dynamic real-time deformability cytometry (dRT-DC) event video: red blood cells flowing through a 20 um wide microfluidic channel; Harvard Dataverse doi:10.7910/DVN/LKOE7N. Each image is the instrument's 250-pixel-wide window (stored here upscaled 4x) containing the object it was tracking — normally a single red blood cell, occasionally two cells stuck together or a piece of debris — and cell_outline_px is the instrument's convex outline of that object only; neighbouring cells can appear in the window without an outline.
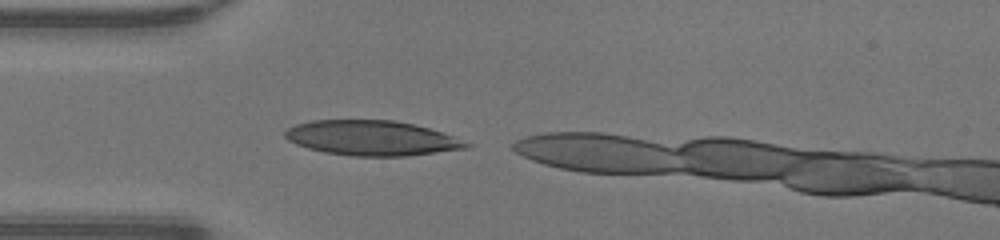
{"species": "human", "species_latin": "Homo sapiens", "temperature_condition": "warm", "stored_images_in_passage": 5, "camera_frame_rate_fps": 3000, "um_per_image_px": 0.085, "donor": {"sex": "male"}, "frame": {"image": 1, "passage_image": 1, "time_ms": 0.0, "image_size_px": [1000, 240], "cell_outline_px": [[472, 144], [468, 148], [408, 156], [352, 156], [324, 152], [308, 148], [296, 144], [288, 140], [284, 136], [284, 132], [288, 128], [296, 124], [312, 120], [396, 120], [428, 128], [452, 136]], "centroid_in_image_um": [31.57, 11.73], "position_along_channel_um": 53.4, "area_um2": 36.82}}
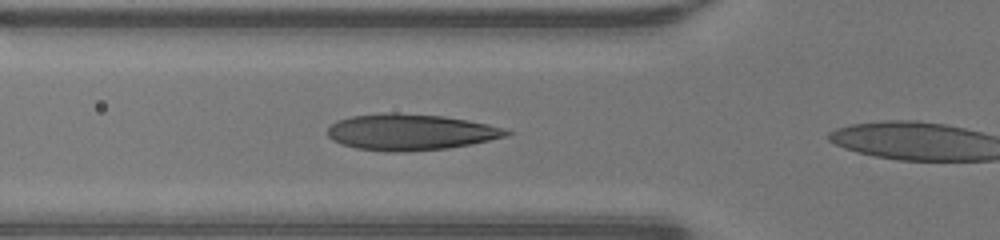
{"frame": {"image": 2, "passage_image": 4, "time_ms": 1.0, "image_size_px": [1000, 240], "cell_outline_px": [[512, 132], [508, 136], [472, 144], [448, 148], [408, 152], [388, 152], [356, 148], [340, 144], [332, 140], [328, 136], [328, 128], [336, 120], [348, 116], [384, 112], [396, 112], [444, 116], [468, 120], [488, 124], [504, 128]], "centroid_in_image_um": [34.87, 11.22], "position_along_channel_um": 90.9, "area_um2": 38.21}}